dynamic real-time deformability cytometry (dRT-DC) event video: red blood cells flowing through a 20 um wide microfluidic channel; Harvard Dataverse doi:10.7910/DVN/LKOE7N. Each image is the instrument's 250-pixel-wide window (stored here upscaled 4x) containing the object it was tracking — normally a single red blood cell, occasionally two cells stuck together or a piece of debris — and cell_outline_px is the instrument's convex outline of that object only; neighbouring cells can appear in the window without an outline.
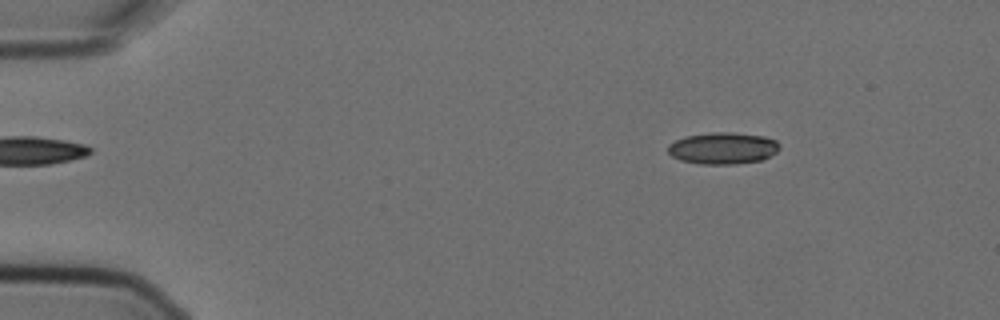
{"species": "Egyptian fruit bat (a non-hibernating species)", "species_latin": "Rousettus aegyptiacus", "temperature_condition": "cold", "stored_images_in_passage": 7, "camera_frame_rate_fps": 3000, "um_per_image_px": 0.085, "animal": {"sex": "female"}, "frame": {"image": 1, "passage_image": 2, "time_ms": 0.333, "image_size_px": [1000, 320], "cell_outline_px": [[780, 148], [776, 152], [764, 160], [736, 164], [700, 164], [680, 160], [672, 156], [668, 152], [668, 144], [684, 136], [712, 132], [732, 132], [764, 136], [776, 140], [780, 144]], "centroid_in_image_um": [61.46, 12.6], "position_along_channel_um": 23.5, "area_um2": 20.87}}
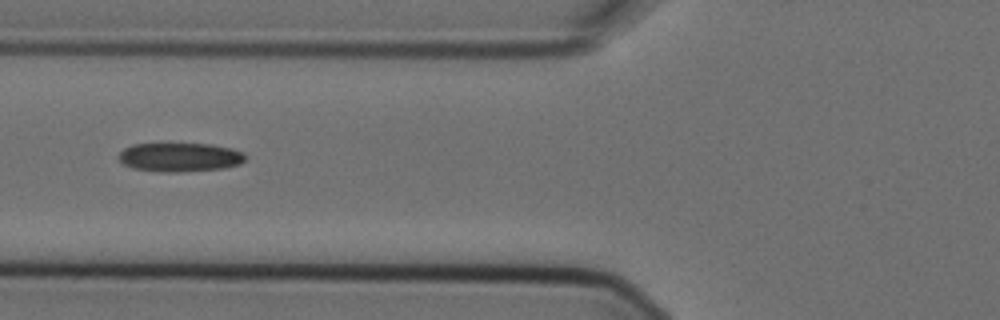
{"frame": {"image": 2, "passage_image": 6, "time_ms": 1.667, "image_size_px": [1000, 320], "cell_outline_px": [[244, 160], [240, 164], [224, 168], [180, 172], [164, 172], [132, 168], [124, 164], [120, 160], [120, 152], [124, 148], [132, 144], [212, 144], [232, 148], [244, 152]], "centroid_in_image_um": [15.31, 13.36], "position_along_channel_um": 110.5, "area_um2": 21.27}}
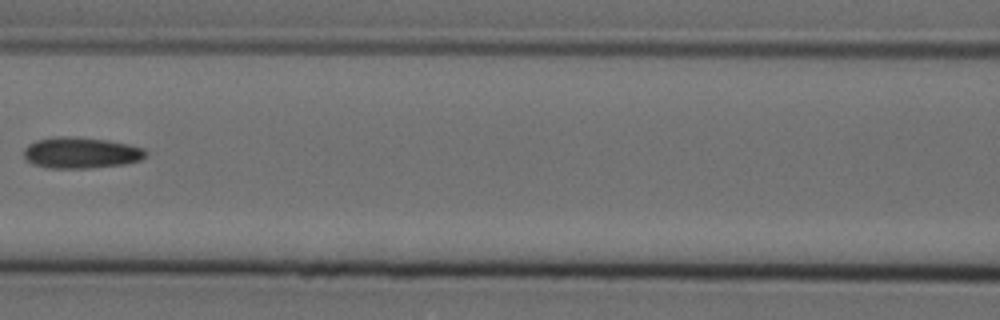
{"frame": {"image": 3, "passage_image": 7, "time_ms": 2.0, "image_size_px": [1000, 320], "cell_outline_px": [[148, 152], [140, 160], [124, 164], [88, 168], [48, 168], [32, 164], [24, 160], [24, 148], [28, 144], [36, 140], [56, 136], [68, 136], [108, 140], [128, 144], [144, 148]], "centroid_in_image_um": [6.84, 12.98], "position_along_channel_um": 159.8, "area_um2": 22.25}}